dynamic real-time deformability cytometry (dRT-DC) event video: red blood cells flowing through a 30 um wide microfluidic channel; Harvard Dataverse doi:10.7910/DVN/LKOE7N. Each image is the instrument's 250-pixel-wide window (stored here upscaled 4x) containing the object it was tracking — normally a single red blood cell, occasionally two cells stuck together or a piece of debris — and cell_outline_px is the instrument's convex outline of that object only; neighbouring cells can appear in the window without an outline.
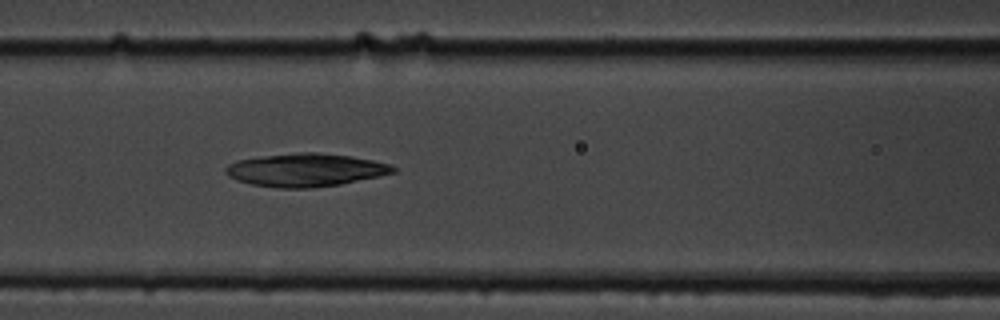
{"species": "common noctule bat (a hibernating species)", "species_latin": "Nyctalus noctula", "temperature_condition": "cold", "stored_images_in_passage": 6, "camera_frame_rate_fps": 3000, "um_per_image_px": 0.085, "animal": {"sex": "male", "body_mass_g": 19.5, "forearm_length_mm": 54.6}, "frame": {"image": 1, "passage_image": 6, "time_ms": 5.667, "image_size_px": [1000, 320], "cell_outline_px": [[396, 172], [380, 176], [340, 184], [312, 188], [280, 188], [252, 184], [236, 180], [228, 176], [224, 172], [224, 168], [228, 164], [236, 160], [260, 156], [296, 152], [316, 152], [352, 156], [392, 164], [396, 168]], "centroid_in_image_um": [25.96, 14.44], "position_along_channel_um": 140.6, "area_um2": 32.54}}